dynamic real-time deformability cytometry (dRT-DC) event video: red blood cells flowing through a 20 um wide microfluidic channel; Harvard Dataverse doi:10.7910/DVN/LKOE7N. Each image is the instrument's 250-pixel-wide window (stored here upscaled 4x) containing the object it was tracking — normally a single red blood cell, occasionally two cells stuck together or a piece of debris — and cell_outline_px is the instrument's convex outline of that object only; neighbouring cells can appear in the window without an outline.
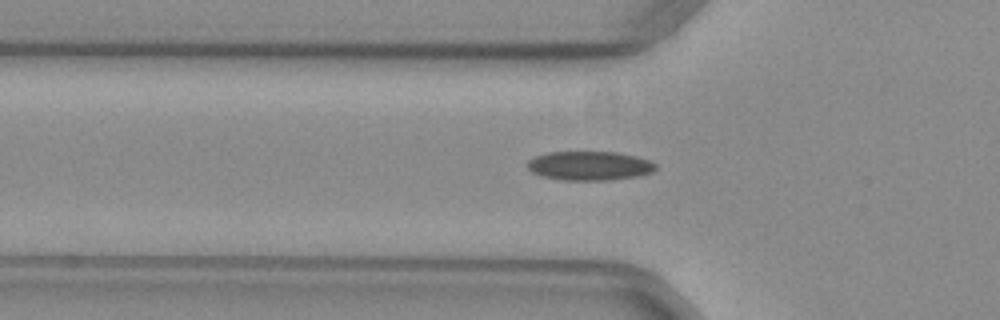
{"species": "common noctule bat (a hibernating species)", "species_latin": "Nyctalus noctula", "temperature_condition": "warm", "stored_images_in_passage": 36, "camera_frame_rate_fps": 3000, "um_per_image_px": 0.085, "animal": {"sex": "female", "body_mass_g": 29.2, "forearm_length_mm": 56.3}, "frame": {"image": 1, "passage_image": 2, "time_ms": 0.333, "image_size_px": [1000, 320], "cell_outline_px": [[656, 168], [652, 172], [640, 176], [608, 180], [560, 180], [540, 176], [532, 172], [528, 168], [528, 160], [536, 156], [548, 152], [616, 152], [636, 156], [648, 160], [656, 164]], "centroid_in_image_um": [50.11, 14.1], "position_along_channel_um": 75.7, "area_um2": 21.79}}
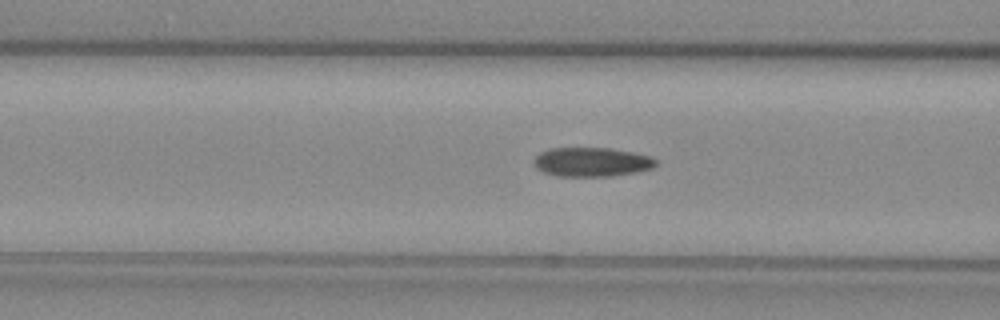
{"frame": {"image": 2, "passage_image": 5, "time_ms": 1.333, "image_size_px": [1000, 320], "cell_outline_px": [[660, 164], [652, 168], [636, 172], [612, 176], [560, 176], [544, 172], [536, 168], [532, 164], [532, 160], [540, 152], [548, 148], [612, 148], [652, 156]], "centroid_in_image_um": [50.3, 13.76], "position_along_channel_um": 116.3, "area_um2": 20.98}}
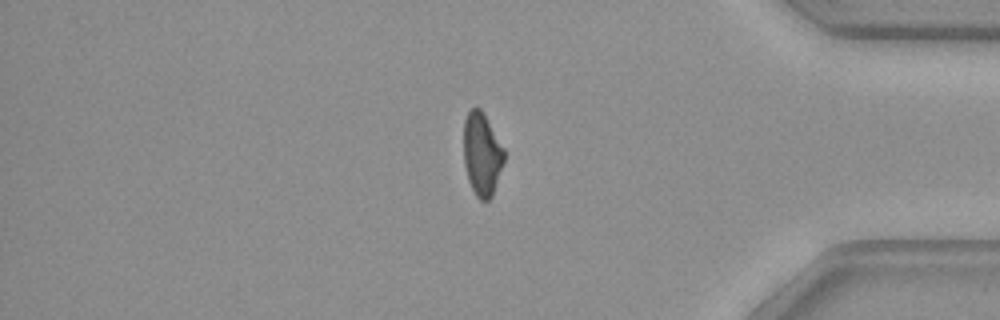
{"frame": {"image": 3, "passage_image": 28, "time_ms": 9.0, "image_size_px": [1000, 320], "cell_outline_px": [[504, 160], [492, 196], [488, 200], [480, 200], [476, 196], [468, 180], [464, 164], [464, 120], [468, 112], [472, 108], [480, 108], [504, 148]], "centroid_in_image_um": [40.95, 13.11], "position_along_channel_um": 394.2, "area_um2": 19.31}, "authors_computed_cell_mechanics": {"area_um2": 20.808, "velocity_mm_per_s": 3.996, "shape_relaxation_time_tau1_ms": null, "shape_relaxation_time_tau2_ms": 2.3071, "deformation_change_tau1": null, "deformation_change_tau2": 0.088}}